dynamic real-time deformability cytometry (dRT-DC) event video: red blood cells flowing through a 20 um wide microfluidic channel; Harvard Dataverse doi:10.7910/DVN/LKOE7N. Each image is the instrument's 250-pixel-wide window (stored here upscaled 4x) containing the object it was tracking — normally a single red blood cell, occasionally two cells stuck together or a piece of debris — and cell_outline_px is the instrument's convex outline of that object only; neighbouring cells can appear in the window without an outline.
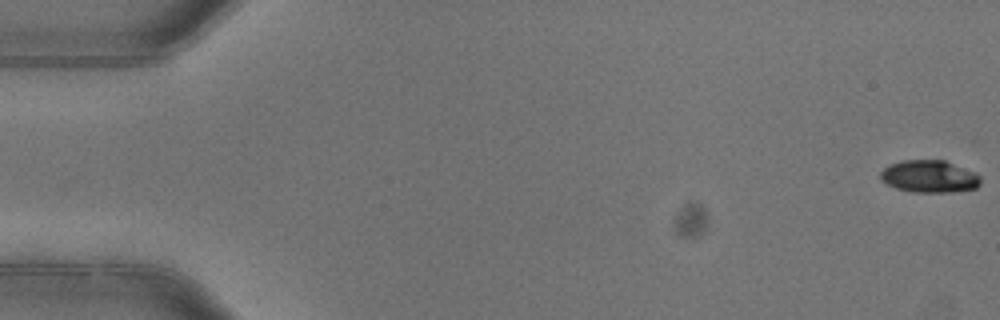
{"species": "common noctule bat (a hibernating species)", "species_latin": "Nyctalus noctula", "temperature_condition": "warm", "stored_images_in_passage": 5, "camera_frame_rate_fps": 3000, "um_per_image_px": 0.085, "animal": {"sex": "female"}, "frame": {"image": 1, "passage_image": 1, "time_ms": 0.0, "image_size_px": [1000, 320], "cell_outline_px": [[980, 184], [976, 188], [952, 192], [916, 192], [896, 188], [880, 180], [880, 172], [888, 164], [900, 160], [944, 160], [976, 172], [980, 176]], "centroid_in_image_um": [78.99, 14.99], "position_along_channel_um": 6.0, "area_um2": 18.96}}
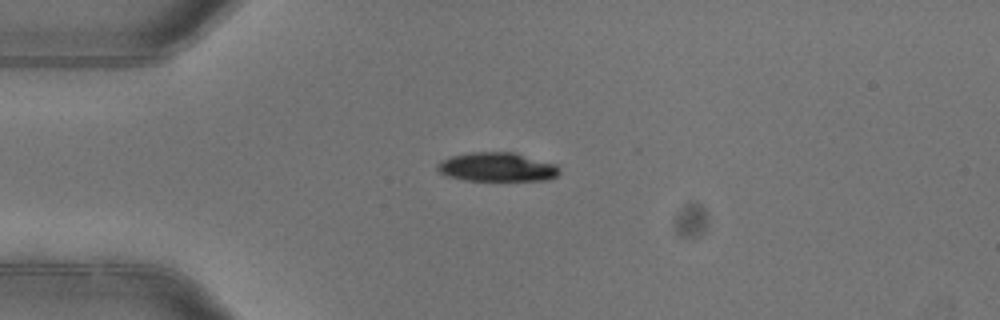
{"frame": {"image": 2, "passage_image": 4, "time_ms": 1.0, "image_size_px": [1000, 320], "cell_outline_px": [[560, 172], [556, 176], [548, 180], [464, 180], [448, 176], [440, 172], [436, 168], [436, 164], [452, 156], [472, 152], [516, 152], [556, 164], [560, 168]], "centroid_in_image_um": [42.29, 14.19], "position_along_channel_um": 42.7, "area_um2": 20.58}}